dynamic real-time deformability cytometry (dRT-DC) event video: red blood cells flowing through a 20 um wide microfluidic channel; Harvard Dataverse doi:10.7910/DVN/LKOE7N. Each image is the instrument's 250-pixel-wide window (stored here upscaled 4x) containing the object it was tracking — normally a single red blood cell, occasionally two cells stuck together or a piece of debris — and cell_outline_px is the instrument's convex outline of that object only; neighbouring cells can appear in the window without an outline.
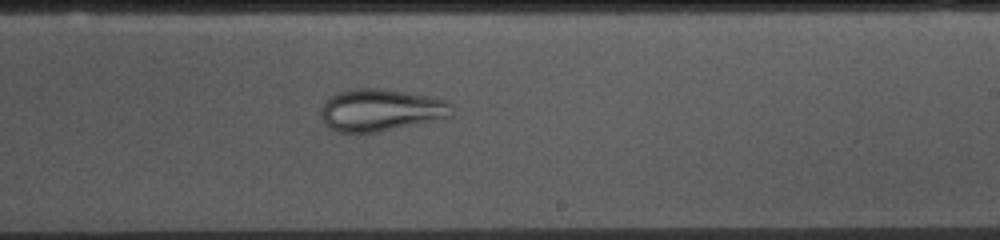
{"species": "common noctule bat (a hibernating species)", "species_latin": "Nyctalus noctula", "temperature_condition": "cold", "stored_images_in_passage": 53, "camera_frame_rate_fps": 3000, "um_per_image_px": 0.085, "animal": {"sex": "female", "body_mass_g": 10.0, "forearm_length_mm": 53.1}, "frame": {"image": 1, "passage_image": 30, "time_ms": 9.667, "image_size_px": [1000, 240], "cell_outline_px": [[452, 116], [444, 120], [376, 132], [336, 132], [328, 128], [324, 124], [320, 116], [320, 108], [328, 96], [348, 88], [384, 88], [432, 96], [448, 100], [452, 104]], "centroid_in_image_um": [32.39, 9.35], "position_along_channel_um": 256.6, "area_um2": 33.23}}
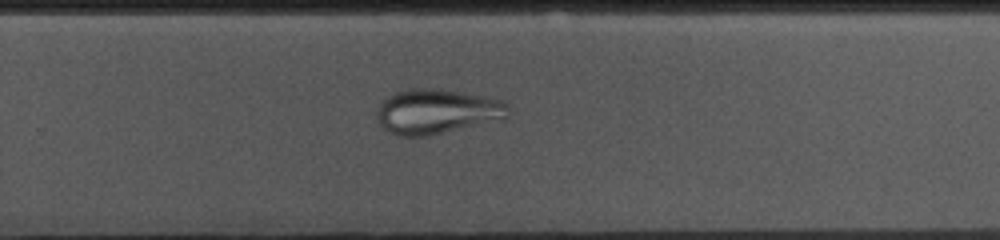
{"frame": {"image": 2, "passage_image": 33, "time_ms": 10.667, "image_size_px": [1000, 240], "cell_outline_px": [[508, 116], [504, 120], [428, 136], [400, 136], [384, 128], [380, 124], [376, 116], [376, 112], [380, 104], [388, 96], [396, 92], [408, 88], [432, 88], [460, 92], [484, 96], [500, 100], [508, 104]], "centroid_in_image_um": [37.16, 9.48], "position_along_channel_um": 292.6, "area_um2": 34.45}}
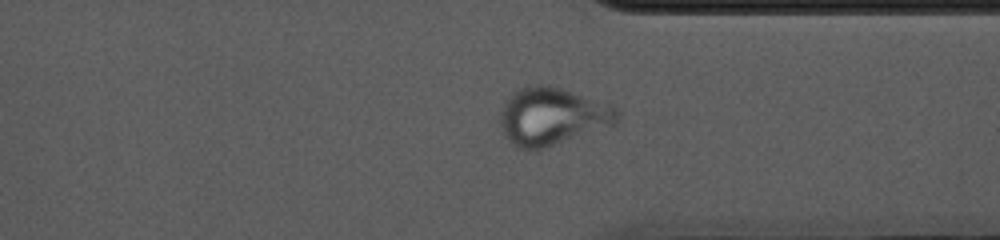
{"frame": {"image": 3, "passage_image": 39, "time_ms": 12.667, "image_size_px": [1000, 240], "cell_outline_px": [[620, 112], [616, 124], [536, 152], [520, 148], [512, 144], [508, 140], [500, 124], [500, 112], [508, 96], [520, 88], [532, 84], [544, 84], [560, 88], [608, 104], [616, 108]], "centroid_in_image_um": [46.91, 9.92], "position_along_channel_um": 364.5, "area_um2": 39.42}}